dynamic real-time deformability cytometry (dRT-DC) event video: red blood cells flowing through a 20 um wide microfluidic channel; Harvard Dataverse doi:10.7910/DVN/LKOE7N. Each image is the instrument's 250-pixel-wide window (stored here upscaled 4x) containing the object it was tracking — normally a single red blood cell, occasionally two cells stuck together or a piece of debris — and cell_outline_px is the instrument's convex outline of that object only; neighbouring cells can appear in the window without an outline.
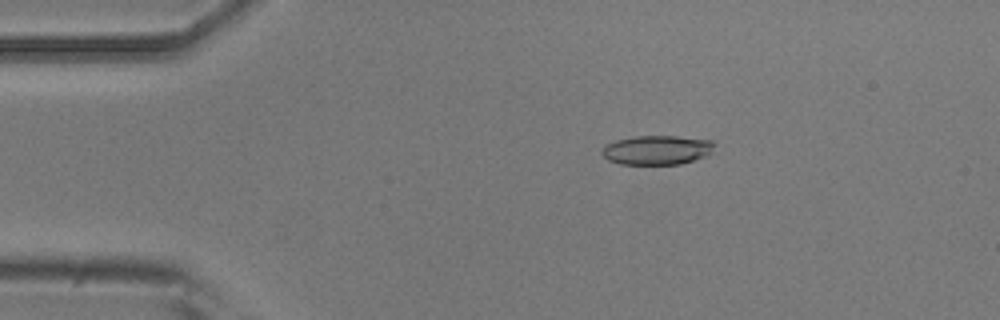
{"species": "common noctule bat (a hibernating species)", "species_latin": "Nyctalus noctula", "temperature_condition": "room temperature", "stored_images_in_passage": 51, "camera_frame_rate_fps": 3000, "um_per_image_px": 0.085, "animal": {"sex": "male", "body_mass_g": 20.5, "forearm_length_mm": 52.5}, "frame": {"image": 1, "passage_image": 9, "time_ms": 2.667, "image_size_px": [1000, 320], "cell_outline_px": [[716, 144], [712, 152], [704, 156], [680, 164], [620, 164], [608, 160], [600, 152], [604, 144], [616, 140], [636, 136], [676, 136], [712, 140]], "centroid_in_image_um": [55.82, 12.74], "position_along_channel_um": 29.2, "area_um2": 19.25}}
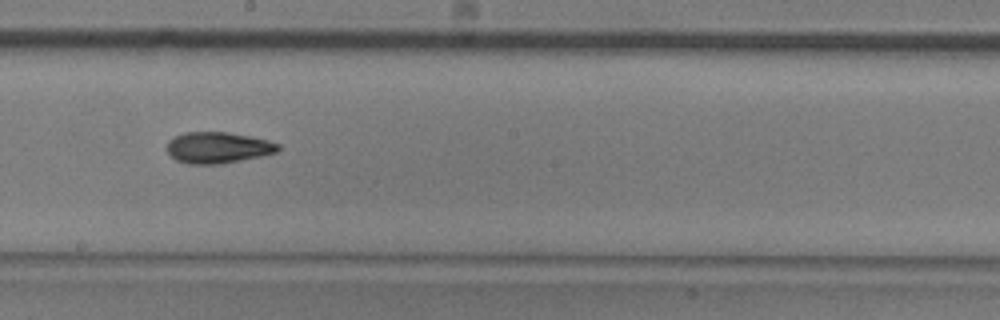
{"frame": {"image": 2, "passage_image": 28, "time_ms": 9.0, "image_size_px": [1000, 320], "cell_outline_px": [[280, 148], [276, 152], [260, 156], [224, 164], [188, 164], [176, 160], [168, 152], [168, 140], [184, 132], [228, 132], [268, 140], [280, 144]], "centroid_in_image_um": [18.53, 12.55], "position_along_channel_um": 229.7, "area_um2": 20.17}}
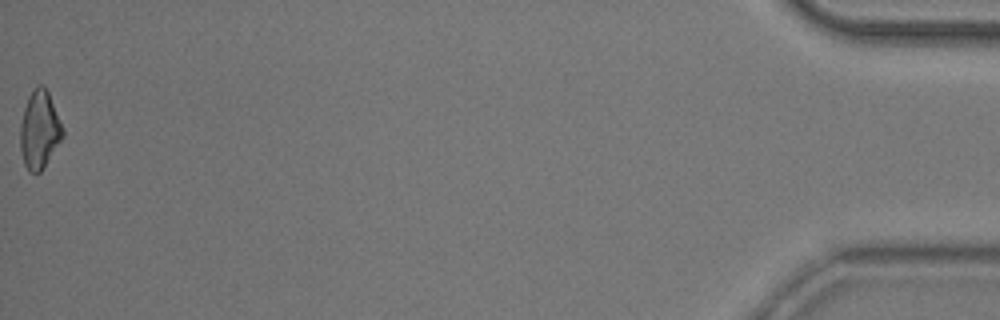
{"frame": {"image": 3, "passage_image": 51, "time_ms": 16.667, "image_size_px": [1000, 320], "cell_outline_px": [[64, 136], [40, 172], [28, 172], [24, 164], [20, 148], [20, 124], [24, 108], [28, 96], [36, 84], [44, 84], [48, 92], [64, 128]], "centroid_in_image_um": [3.35, 11.0], "position_along_channel_um": 431.8, "area_um2": 19.36}, "authors_computed_cell_mechanics": {"area_um2": 19.4786, "velocity_mm_per_s": 3.9596, "shape_relaxation_time_tau1_ms": 3.221, "shape_relaxation_time_tau2_ms": 5.5053, "deformation_change_tau1": 0.1293, "deformation_change_tau2": 0.1461}}